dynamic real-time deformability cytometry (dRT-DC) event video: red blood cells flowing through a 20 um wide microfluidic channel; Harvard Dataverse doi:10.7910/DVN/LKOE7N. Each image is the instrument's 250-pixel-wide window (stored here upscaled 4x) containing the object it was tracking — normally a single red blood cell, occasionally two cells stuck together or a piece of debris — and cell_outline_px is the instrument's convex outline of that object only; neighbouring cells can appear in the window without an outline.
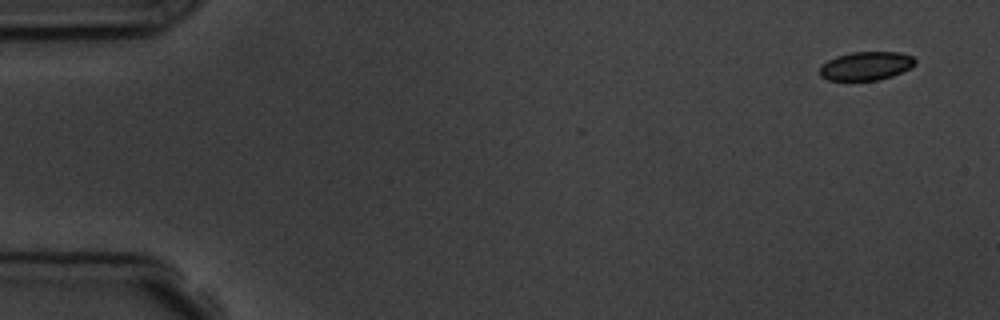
{"species": "common noctule bat (a hibernating species)", "species_latin": "Nyctalus noctula", "temperature_condition": "room temperature", "stored_images_in_passage": 5, "camera_frame_rate_fps": 3000, "um_per_image_px": 0.085, "animal": {"sex": "male", "body_mass_g": 19.5, "forearm_length_mm": 54.6}, "frame": {"image": 1, "passage_image": 1, "time_ms": 0.0, "image_size_px": [1000, 320], "cell_outline_px": [[916, 64], [892, 76], [880, 80], [828, 80], [820, 76], [820, 68], [828, 60], [836, 56], [852, 52], [900, 52], [912, 56], [916, 60]], "centroid_in_image_um": [73.62, 5.6], "position_along_channel_um": 11.4, "area_um2": 15.78}}
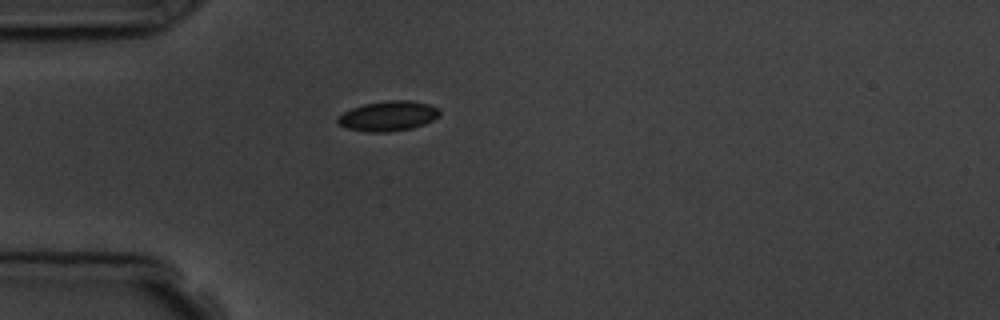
{"frame": {"image": 2, "passage_image": 4, "time_ms": 4.333, "image_size_px": [1000, 320], "cell_outline_px": [[440, 116], [424, 124], [412, 128], [388, 132], [368, 132], [344, 128], [336, 124], [336, 116], [352, 108], [364, 104], [388, 100], [412, 100], [428, 104], [440, 108]], "centroid_in_image_um": [32.97, 9.86], "position_along_channel_um": 52.0, "area_um2": 18.09}}